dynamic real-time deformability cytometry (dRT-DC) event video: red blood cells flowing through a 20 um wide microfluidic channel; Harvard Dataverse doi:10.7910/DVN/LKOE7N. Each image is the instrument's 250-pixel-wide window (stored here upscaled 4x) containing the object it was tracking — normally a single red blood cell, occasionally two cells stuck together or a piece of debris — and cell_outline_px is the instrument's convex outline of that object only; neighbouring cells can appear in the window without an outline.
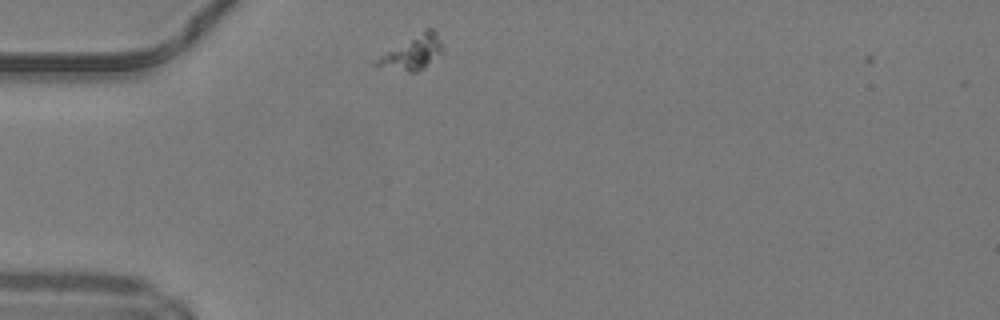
{"species": "common noctule bat (a hibernating species)", "species_latin": "Nyctalus noctula", "temperature_condition": "warm", "stored_images_in_passage": 30, "camera_frame_rate_fps": 3000, "um_per_image_px": 0.085, "animal": {"sex": "male", "body_mass_g": 19.2, "forearm_length_mm": 51.8}, "frame": {"image": 1, "passage_image": 1, "time_ms": 0.0, "image_size_px": [1000, 320], "cell_outline_px": [[444, 52], [424, 68], [416, 72], [408, 72], [376, 68], [376, 60], [380, 56], [424, 28], [432, 28], [436, 32], [444, 48]], "centroid_in_image_um": [35.09, 4.48], "position_along_channel_um": 49.9, "area_um2": 13.24}}
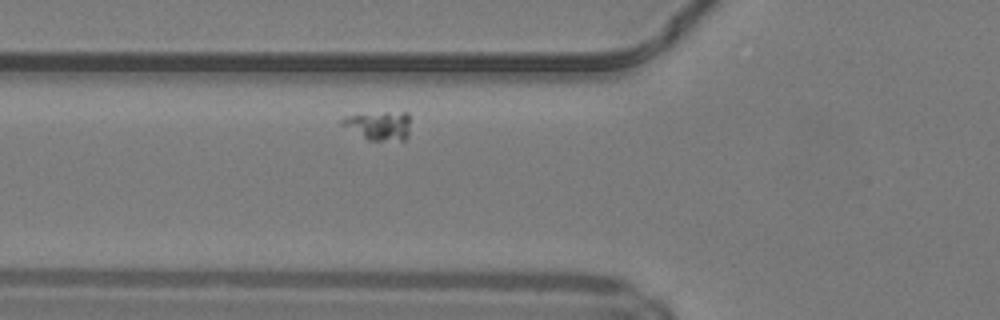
{"frame": {"image": 2, "passage_image": 6, "time_ms": 1.667, "image_size_px": [1000, 320], "cell_outline_px": [[408, 136], [404, 140], [368, 140], [340, 124], [340, 120], [344, 116], [384, 112], [408, 112]], "centroid_in_image_um": [32.19, 10.67], "position_along_channel_um": 93.6, "area_um2": 11.33}}
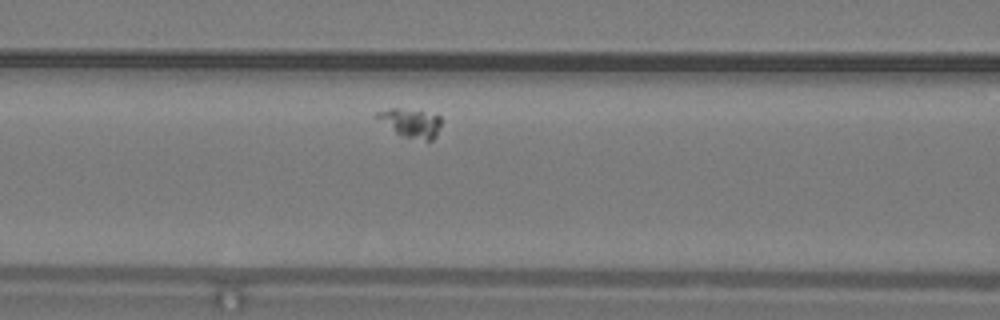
{"frame": {"image": 3, "passage_image": 9, "time_ms": 2.667, "image_size_px": [1000, 320], "cell_outline_px": [[440, 124], [436, 136], [432, 140], [428, 140], [404, 136], [396, 132], [372, 116], [376, 112], [388, 108], [400, 108], [440, 116]], "centroid_in_image_um": [34.85, 10.43], "position_along_channel_um": 131.7, "area_um2": 10.4}}